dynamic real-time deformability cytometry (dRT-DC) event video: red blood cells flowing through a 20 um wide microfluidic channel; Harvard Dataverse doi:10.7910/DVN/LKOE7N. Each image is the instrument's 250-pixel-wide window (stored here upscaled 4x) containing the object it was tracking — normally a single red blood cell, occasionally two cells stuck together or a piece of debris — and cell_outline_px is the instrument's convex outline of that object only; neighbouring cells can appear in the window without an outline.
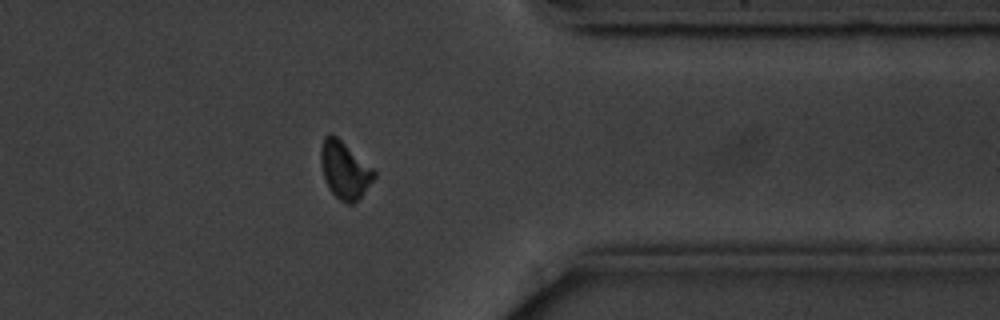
{"species": "common noctule bat (a hibernating species)", "species_latin": "Nyctalus noctula", "temperature_condition": "cold", "stored_images_in_passage": 12, "camera_frame_rate_fps": 3000, "um_per_image_px": 0.085, "animal": {"sex": "male", "body_mass_g": 20.1, "forearm_length_mm": 53.5}, "frame": {"image": 1, "passage_image": 12, "time_ms": 13.333, "image_size_px": [1000, 320], "cell_outline_px": [[376, 176], [364, 192], [352, 204], [348, 204], [340, 200], [328, 188], [320, 164], [320, 148], [324, 136], [332, 132], [372, 168], [376, 172]], "centroid_in_image_um": [29.26, 14.43], "position_along_channel_um": 382.1, "area_um2": 17.57}, "authors_computed_cell_mechanics": {"area_um2": 18.1492, "velocity_mm_per_s": 3.5556, "shape_relaxation_time_tau1_ms": 2.1911, "shape_relaxation_time_tau2_ms": null, "deformation_change_tau1": 0.1102, "deformation_change_tau2": null}}